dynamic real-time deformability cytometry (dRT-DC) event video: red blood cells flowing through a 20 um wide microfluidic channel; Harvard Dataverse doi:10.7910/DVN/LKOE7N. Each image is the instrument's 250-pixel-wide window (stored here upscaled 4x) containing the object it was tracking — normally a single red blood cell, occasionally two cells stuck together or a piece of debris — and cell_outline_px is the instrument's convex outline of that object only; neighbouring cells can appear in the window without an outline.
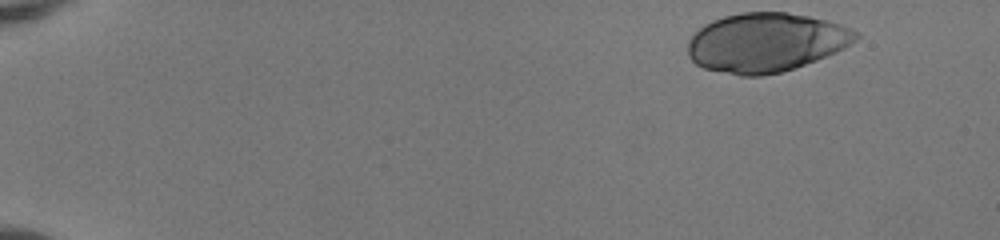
{"species": "human", "species_latin": "Homo sapiens", "temperature_condition": "room temperature", "stored_images_in_passage": 47, "camera_frame_rate_fps": 3000, "um_per_image_px": 0.085, "donor": {"sex": "female"}, "frame": {"image": 1, "passage_image": 1, "time_ms": 0.0, "image_size_px": [1000, 240], "cell_outline_px": [[860, 36], [856, 40], [844, 48], [836, 52], [816, 60], [780, 72], [760, 76], [740, 76], [704, 68], [696, 64], [688, 56], [688, 40], [704, 24], [712, 20], [724, 16], [740, 12], [788, 12], [808, 16], [840, 24], [860, 32]], "centroid_in_image_um": [65.1, 3.6], "position_along_channel_um": 19.9, "area_um2": 57.74}}
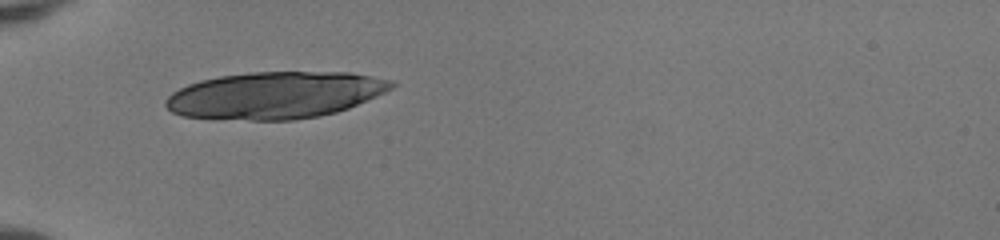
{"frame": {"image": 2, "passage_image": 14, "time_ms": 4.333, "image_size_px": [1000, 240], "cell_outline_px": [[396, 84], [392, 88], [376, 96], [348, 108], [336, 112], [320, 116], [296, 120], [252, 120], [184, 116], [172, 112], [164, 104], [164, 100], [172, 92], [188, 84], [200, 80], [220, 76], [248, 72], [348, 72], [396, 80]], "centroid_in_image_um": [23.4, 8.08], "position_along_channel_um": 61.6, "area_um2": 61.73}}